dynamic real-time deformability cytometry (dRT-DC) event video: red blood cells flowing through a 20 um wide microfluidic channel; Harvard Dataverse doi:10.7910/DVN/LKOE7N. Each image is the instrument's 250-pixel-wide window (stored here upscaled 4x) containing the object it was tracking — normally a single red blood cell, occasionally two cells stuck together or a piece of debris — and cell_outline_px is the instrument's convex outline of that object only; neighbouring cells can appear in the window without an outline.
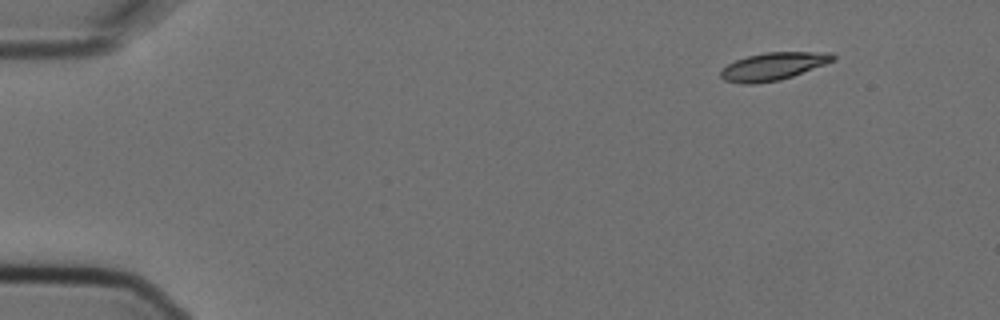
{"species": "Egyptian fruit bat (a non-hibernating species)", "species_latin": "Rousettus aegyptiacus", "temperature_condition": "cold", "stored_images_in_passage": 5, "segment_of_instrument_passage": [1, 2], "camera_frame_rate_fps": 3000, "um_per_image_px": 0.085, "animal": {"sex": "female"}, "frame": {"image": 1, "passage_image": 1, "time_ms": 0.0, "image_size_px": [1000, 320], "cell_outline_px": [[836, 60], [792, 76], [780, 80], [756, 84], [744, 84], [724, 80], [720, 76], [720, 72], [728, 64], [736, 60], [748, 56], [764, 52], [832, 52], [836, 56]], "centroid_in_image_um": [65.74, 5.63], "position_along_channel_um": 19.3, "area_um2": 18.09}}
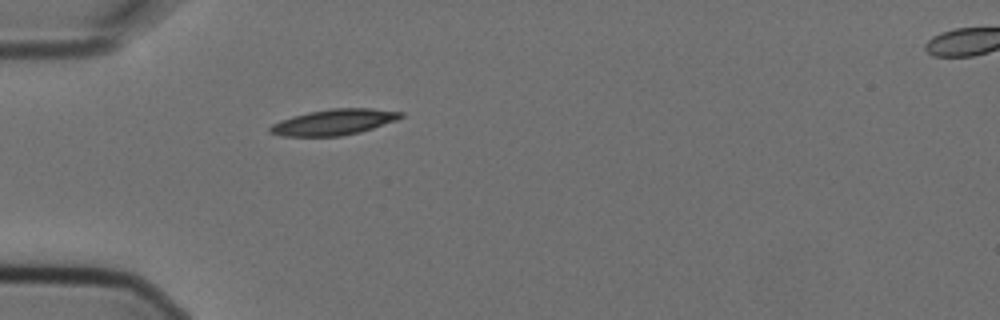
{"frame": {"image": 2, "passage_image": 4, "time_ms": 1.0, "image_size_px": [1000, 320], "cell_outline_px": [[404, 116], [396, 120], [360, 132], [340, 136], [284, 136], [268, 132], [268, 128], [272, 124], [280, 120], [292, 116], [308, 112], [332, 108], [368, 108], [404, 112]], "centroid_in_image_um": [28.36, 10.37], "position_along_channel_um": 56.6, "area_um2": 19.59}}